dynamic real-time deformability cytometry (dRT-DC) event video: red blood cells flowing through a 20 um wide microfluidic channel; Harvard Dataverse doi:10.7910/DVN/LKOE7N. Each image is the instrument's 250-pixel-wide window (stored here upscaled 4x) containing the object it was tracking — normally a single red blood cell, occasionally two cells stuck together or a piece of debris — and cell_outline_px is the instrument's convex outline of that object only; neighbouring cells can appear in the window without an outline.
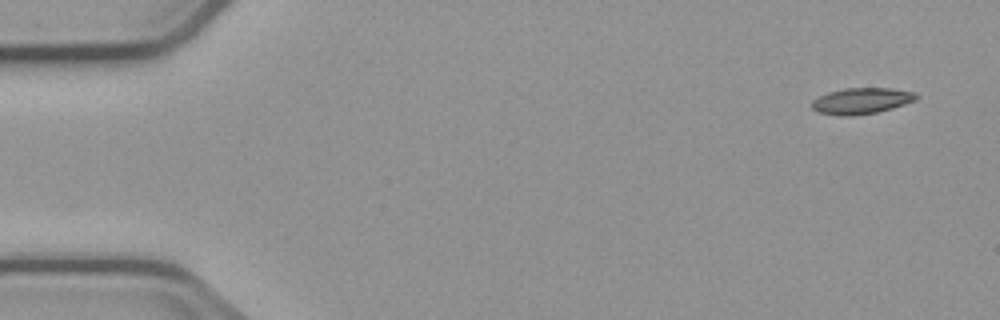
{"species": "common noctule bat (a hibernating species)", "species_latin": "Nyctalus noctula", "temperature_condition": "cold", "stored_images_in_passage": 5, "segment_of_instrument_passage": [2, 2], "camera_frame_rate_fps": 3000, "um_per_image_px": 0.085, "animal": {"sex": "male", "body_mass_g": 23.1, "forearm_length_mm": 52.7}, "frame": {"image": 1, "passage_image": 5, "time_ms": 6.333, "image_size_px": [1000, 320], "cell_outline_px": [[920, 96], [916, 100], [892, 108], [876, 112], [852, 116], [840, 116], [820, 112], [812, 108], [812, 100], [828, 92], [844, 88], [892, 88], [916, 92]], "centroid_in_image_um": [73.26, 8.56], "position_along_channel_um": 11.7, "area_um2": 15.9}}